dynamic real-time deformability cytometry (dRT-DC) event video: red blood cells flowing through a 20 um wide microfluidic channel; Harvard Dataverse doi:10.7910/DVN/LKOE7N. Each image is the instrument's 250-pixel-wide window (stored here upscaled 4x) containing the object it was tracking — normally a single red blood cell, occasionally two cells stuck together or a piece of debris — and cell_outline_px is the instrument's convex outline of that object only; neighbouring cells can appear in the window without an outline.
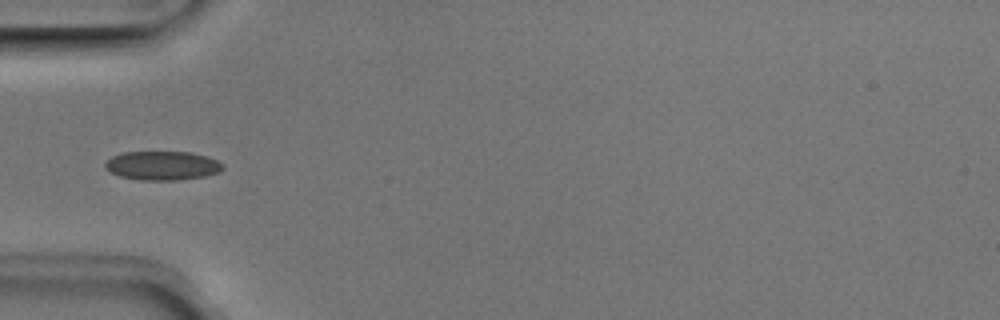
{"species": "Egyptian fruit bat (a non-hibernating species)", "species_latin": "Rousettus aegyptiacus", "temperature_condition": "room temperature", "stored_images_in_passage": 2, "camera_frame_rate_fps": 3000, "um_per_image_px": 0.085, "animal": {"sex": "male"}, "frame": {"image": 1, "passage_image": 1, "time_ms": 0.0, "image_size_px": [1000, 320], "cell_outline_px": [[224, 168], [220, 172], [204, 176], [176, 180], [140, 180], [120, 176], [108, 172], [104, 168], [104, 164], [112, 156], [124, 152], [188, 152], [208, 156], [224, 164]], "centroid_in_image_um": [13.79, 14.08], "position_along_channel_um": 71.2, "area_um2": 19.94}}